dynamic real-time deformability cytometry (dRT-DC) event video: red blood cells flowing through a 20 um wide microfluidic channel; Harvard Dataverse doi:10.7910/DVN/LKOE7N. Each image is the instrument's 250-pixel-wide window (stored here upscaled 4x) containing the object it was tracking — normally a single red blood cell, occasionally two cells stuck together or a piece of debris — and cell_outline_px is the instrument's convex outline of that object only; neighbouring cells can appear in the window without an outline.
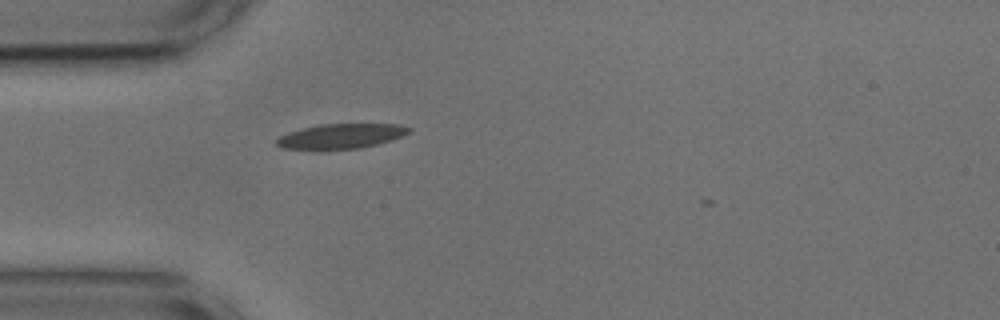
{"species": "common noctule bat (a hibernating species)", "species_latin": "Nyctalus noctula", "temperature_condition": "cold", "stored_images_in_passage": 35, "camera_frame_rate_fps": 3000, "um_per_image_px": 0.085, "animal": {"sex": "male", "body_mass_g": 17.9, "forearm_length_mm": 54.2}, "frame": {"image": 1, "passage_image": 1, "time_ms": 0.0, "image_size_px": [1000, 320], "cell_outline_px": [[412, 128], [408, 132], [392, 140], [360, 148], [320, 152], [280, 148], [276, 144], [276, 140], [280, 136], [288, 132], [320, 124], [400, 124]], "centroid_in_image_um": [28.9, 11.62], "position_along_channel_um": 56.1, "area_um2": 19.77}}
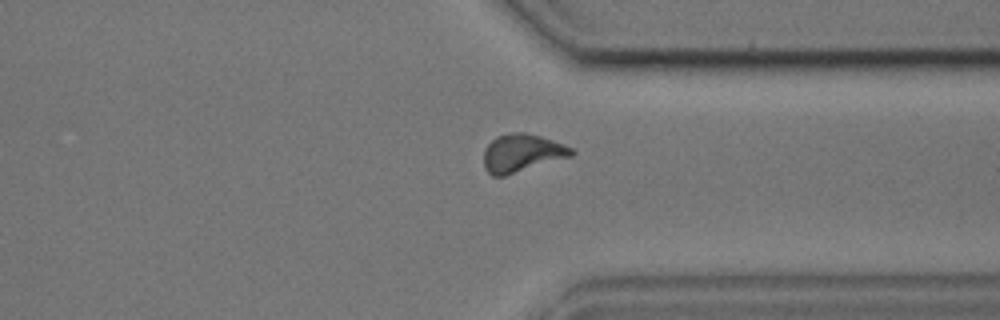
{"frame": {"image": 2, "passage_image": 27, "time_ms": 8.667, "image_size_px": [1000, 320], "cell_outline_px": [[576, 152], [572, 156], [504, 176], [492, 176], [484, 168], [484, 148], [496, 136], [516, 132], [524, 132], [540, 136], [564, 144], [572, 148]], "centroid_in_image_um": [44.36, 13.01], "position_along_channel_um": 367.0, "area_um2": 19.36}}
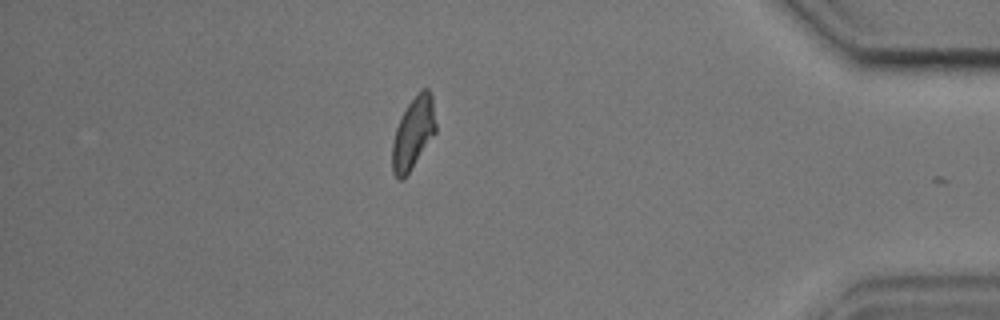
{"frame": {"image": 3, "passage_image": 33, "time_ms": 10.667, "image_size_px": [1000, 320], "cell_outline_px": [[436, 132], [404, 180], [396, 180], [392, 172], [392, 144], [396, 128], [408, 104], [420, 88], [428, 88], [432, 96], [436, 124]], "centroid_in_image_um": [35.12, 11.34], "position_along_channel_um": 400.1, "area_um2": 18.32}, "authors_computed_cell_mechanics": {"area_um2": 18.9584, "velocity_mm_per_s": 3.635, "shape_relaxation_time_tau1_ms": 3.1179, "shape_relaxation_time_tau2_ms": 2.5064, "deformation_change_tau1": 0.1188, "deformation_change_tau2": 0.0946}}